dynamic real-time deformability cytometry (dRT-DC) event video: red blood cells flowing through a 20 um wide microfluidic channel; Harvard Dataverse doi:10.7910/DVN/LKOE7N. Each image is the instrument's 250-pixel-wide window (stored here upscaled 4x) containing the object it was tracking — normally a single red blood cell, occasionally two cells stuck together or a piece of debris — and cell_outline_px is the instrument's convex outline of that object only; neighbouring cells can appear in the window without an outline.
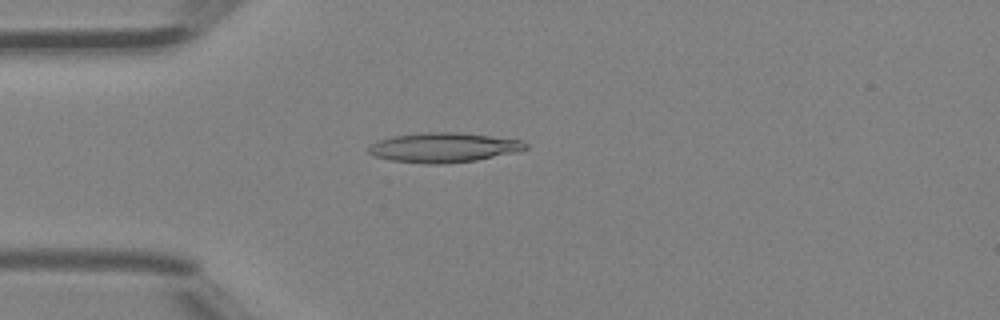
{"species": "Egyptian fruit bat (a non-hibernating species)", "species_latin": "Rousettus aegyptiacus", "temperature_condition": "room temperature", "stored_images_in_passage": 43, "camera_frame_rate_fps": 3000, "um_per_image_px": 0.085, "animal": {"sex": "female"}, "frame": {"image": 1, "passage_image": 10, "time_ms": 3.0, "image_size_px": [1000, 320], "cell_outline_px": [[528, 148], [516, 152], [476, 160], [444, 164], [424, 164], [392, 160], [372, 156], [368, 152], [368, 148], [372, 144], [380, 140], [392, 136], [424, 132], [460, 132], [524, 140], [528, 144]], "centroid_in_image_um": [37.73, 12.53], "position_along_channel_um": 47.3, "area_um2": 27.28}}
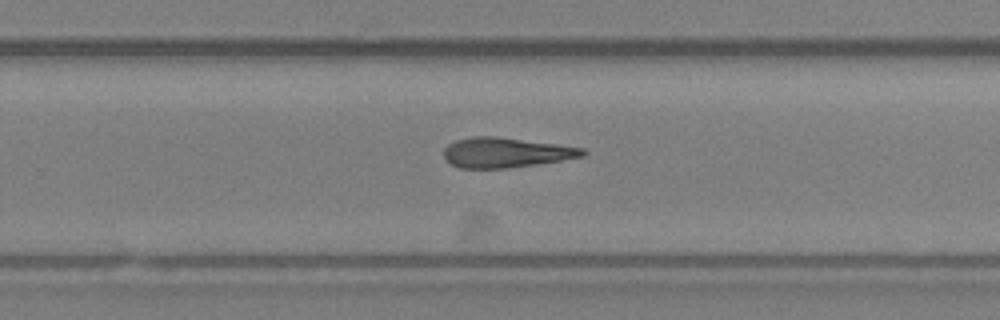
{"frame": {"image": 2, "passage_image": 27, "time_ms": 8.667, "image_size_px": [1000, 320], "cell_outline_px": [[588, 152], [584, 156], [536, 164], [508, 168], [460, 168], [452, 164], [444, 156], [444, 148], [448, 144], [456, 140], [472, 136], [496, 136], [556, 144], [584, 148]], "centroid_in_image_um": [42.99, 12.96], "position_along_channel_um": 286.8, "area_um2": 24.1}}
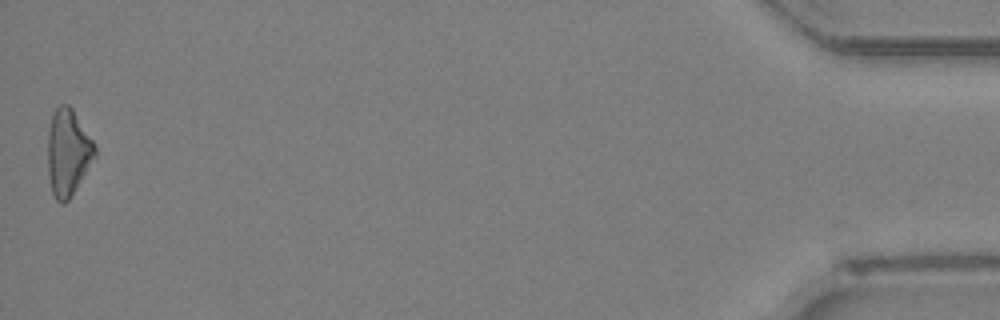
{"frame": {"image": 3, "passage_image": 43, "time_ms": 14.0, "image_size_px": [1000, 320], "cell_outline_px": [[96, 156], [76, 188], [68, 200], [64, 204], [60, 204], [56, 200], [52, 192], [48, 172], [48, 132], [52, 112], [60, 104], [68, 104], [72, 108], [92, 140], [96, 148]], "centroid_in_image_um": [5.76, 12.95], "position_along_channel_um": 429.4, "area_um2": 23.64}}